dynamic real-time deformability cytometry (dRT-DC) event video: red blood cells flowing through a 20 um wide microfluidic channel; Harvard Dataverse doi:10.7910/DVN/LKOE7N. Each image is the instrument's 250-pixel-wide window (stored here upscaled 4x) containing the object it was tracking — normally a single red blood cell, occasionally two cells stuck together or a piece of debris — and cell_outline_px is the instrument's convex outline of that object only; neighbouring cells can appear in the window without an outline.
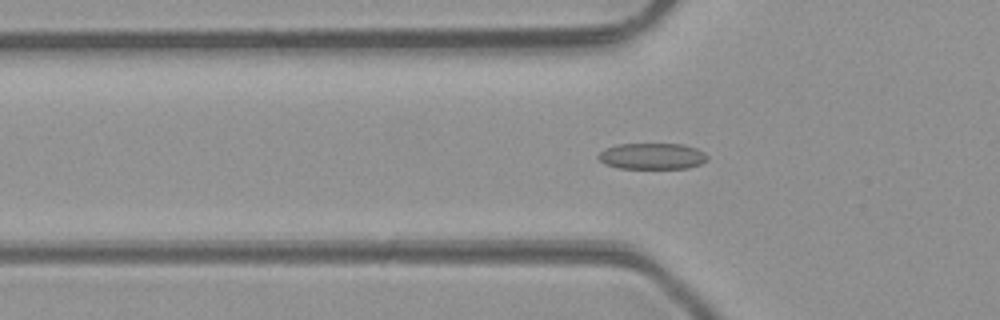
{"species": "common noctule bat (a hibernating species)", "species_latin": "Nyctalus noctula", "temperature_condition": "room temperature", "stored_images_in_passage": 36, "camera_frame_rate_fps": 3000, "um_per_image_px": 0.085, "animal": {"sex": "male", "body_mass_g": 23.1, "forearm_length_mm": 52.7}, "frame": {"image": 1, "passage_image": 7, "time_ms": 2.0, "image_size_px": [1000, 320], "cell_outline_px": [[708, 160], [700, 164], [688, 168], [616, 168], [604, 164], [596, 156], [604, 148], [620, 144], [684, 144], [696, 148], [704, 152], [708, 156]], "centroid_in_image_um": [55.43, 13.27], "position_along_channel_um": 70.4, "area_um2": 16.76}}
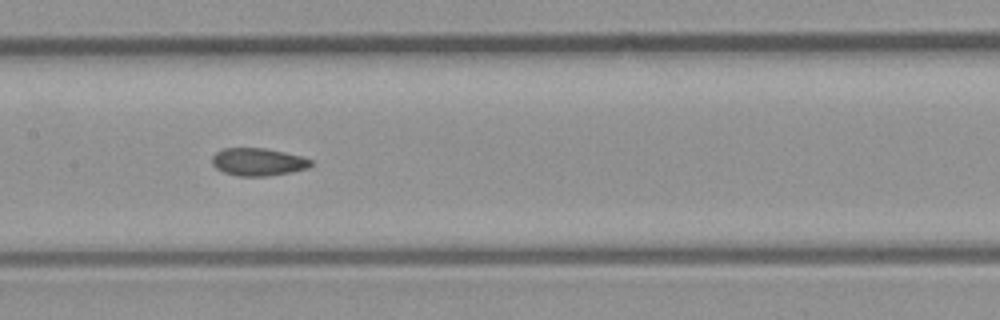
{"frame": {"image": 2, "passage_image": 15, "time_ms": 4.667, "image_size_px": [1000, 320], "cell_outline_px": [[312, 164], [308, 168], [292, 172], [268, 176], [236, 176], [224, 172], [216, 168], [212, 164], [212, 156], [216, 152], [224, 148], [264, 148], [284, 152], [300, 156], [312, 160]], "centroid_in_image_um": [21.92, 13.77], "position_along_channel_um": 185.5, "area_um2": 15.95}}
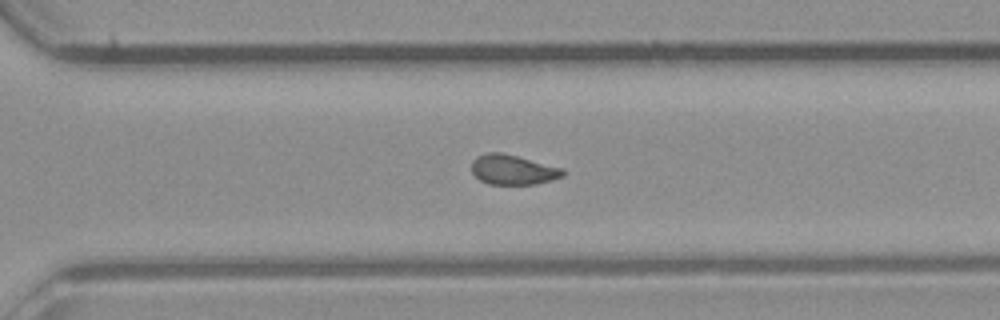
{"frame": {"image": 3, "passage_image": 25, "time_ms": 8.0, "image_size_px": [1000, 320], "cell_outline_px": [[564, 176], [552, 180], [536, 184], [488, 184], [480, 180], [472, 172], [472, 160], [476, 156], [488, 152], [500, 152], [564, 168]], "centroid_in_image_um": [43.6, 14.42], "position_along_channel_um": 327.0, "area_um2": 15.9}, "authors_computed_cell_mechanics": {"area_um2": 16.0973, "velocity_mm_per_s": 4.2593, "shape_relaxation_time_tau1_ms": null, "shape_relaxation_time_tau2_ms": 2.1633, "deformation_change_tau1": null, "deformation_change_tau2": 0.0698}}